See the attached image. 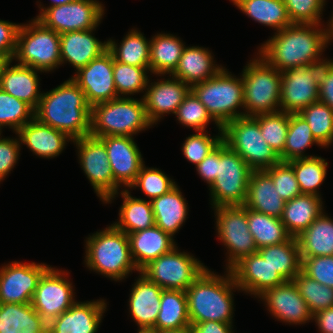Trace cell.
Wrapping results in <instances>:
<instances>
[{"instance_id":"obj_1","label":"cell","mask_w":333,"mask_h":333,"mask_svg":"<svg viewBox=\"0 0 333 333\" xmlns=\"http://www.w3.org/2000/svg\"><path fill=\"white\" fill-rule=\"evenodd\" d=\"M324 24H292L258 48V54L279 72L324 63L321 57L328 47ZM320 26V27H319ZM324 50V51H323Z\"/></svg>"},{"instance_id":"obj_2","label":"cell","mask_w":333,"mask_h":333,"mask_svg":"<svg viewBox=\"0 0 333 333\" xmlns=\"http://www.w3.org/2000/svg\"><path fill=\"white\" fill-rule=\"evenodd\" d=\"M34 117L72 140L90 135L91 106L72 78L42 93Z\"/></svg>"},{"instance_id":"obj_3","label":"cell","mask_w":333,"mask_h":333,"mask_svg":"<svg viewBox=\"0 0 333 333\" xmlns=\"http://www.w3.org/2000/svg\"><path fill=\"white\" fill-rule=\"evenodd\" d=\"M235 290L240 288L230 270L222 276L207 267L186 289L190 323L212 320L232 324Z\"/></svg>"},{"instance_id":"obj_4","label":"cell","mask_w":333,"mask_h":333,"mask_svg":"<svg viewBox=\"0 0 333 333\" xmlns=\"http://www.w3.org/2000/svg\"><path fill=\"white\" fill-rule=\"evenodd\" d=\"M85 244L84 262L89 270L114 281H122L135 270L140 272L131 257L128 235L112 224L89 235Z\"/></svg>"},{"instance_id":"obj_5","label":"cell","mask_w":333,"mask_h":333,"mask_svg":"<svg viewBox=\"0 0 333 333\" xmlns=\"http://www.w3.org/2000/svg\"><path fill=\"white\" fill-rule=\"evenodd\" d=\"M144 101L132 97H118L91 107L90 135L131 136L152 127Z\"/></svg>"},{"instance_id":"obj_6","label":"cell","mask_w":333,"mask_h":333,"mask_svg":"<svg viewBox=\"0 0 333 333\" xmlns=\"http://www.w3.org/2000/svg\"><path fill=\"white\" fill-rule=\"evenodd\" d=\"M191 91L221 127L245 116L242 76L232 75L225 67L212 78L191 86Z\"/></svg>"},{"instance_id":"obj_7","label":"cell","mask_w":333,"mask_h":333,"mask_svg":"<svg viewBox=\"0 0 333 333\" xmlns=\"http://www.w3.org/2000/svg\"><path fill=\"white\" fill-rule=\"evenodd\" d=\"M242 71L245 116L280 110L282 76L258 53Z\"/></svg>"},{"instance_id":"obj_8","label":"cell","mask_w":333,"mask_h":333,"mask_svg":"<svg viewBox=\"0 0 333 333\" xmlns=\"http://www.w3.org/2000/svg\"><path fill=\"white\" fill-rule=\"evenodd\" d=\"M41 72H51L61 65L60 34L45 27L36 18L21 24L13 61Z\"/></svg>"},{"instance_id":"obj_9","label":"cell","mask_w":333,"mask_h":333,"mask_svg":"<svg viewBox=\"0 0 333 333\" xmlns=\"http://www.w3.org/2000/svg\"><path fill=\"white\" fill-rule=\"evenodd\" d=\"M223 141L234 150L253 171L266 170L279 163L280 157L263 139L258 121L243 116L223 127Z\"/></svg>"},{"instance_id":"obj_10","label":"cell","mask_w":333,"mask_h":333,"mask_svg":"<svg viewBox=\"0 0 333 333\" xmlns=\"http://www.w3.org/2000/svg\"><path fill=\"white\" fill-rule=\"evenodd\" d=\"M252 169L224 141L218 145L217 177L209 187L211 205H244Z\"/></svg>"},{"instance_id":"obj_11","label":"cell","mask_w":333,"mask_h":333,"mask_svg":"<svg viewBox=\"0 0 333 333\" xmlns=\"http://www.w3.org/2000/svg\"><path fill=\"white\" fill-rule=\"evenodd\" d=\"M206 268L195 256L181 252L176 246L149 262L140 273L162 289L186 291Z\"/></svg>"},{"instance_id":"obj_12","label":"cell","mask_w":333,"mask_h":333,"mask_svg":"<svg viewBox=\"0 0 333 333\" xmlns=\"http://www.w3.org/2000/svg\"><path fill=\"white\" fill-rule=\"evenodd\" d=\"M215 211L216 232L228 254L226 269L230 270L243 257L256 253L252 234L247 222V207L244 205L219 206Z\"/></svg>"},{"instance_id":"obj_13","label":"cell","mask_w":333,"mask_h":333,"mask_svg":"<svg viewBox=\"0 0 333 333\" xmlns=\"http://www.w3.org/2000/svg\"><path fill=\"white\" fill-rule=\"evenodd\" d=\"M38 7L36 19L59 34L97 28L105 14L98 0H76L53 7H44L40 2Z\"/></svg>"},{"instance_id":"obj_14","label":"cell","mask_w":333,"mask_h":333,"mask_svg":"<svg viewBox=\"0 0 333 333\" xmlns=\"http://www.w3.org/2000/svg\"><path fill=\"white\" fill-rule=\"evenodd\" d=\"M68 274L50 266L38 282L31 305L48 324L76 302Z\"/></svg>"},{"instance_id":"obj_15","label":"cell","mask_w":333,"mask_h":333,"mask_svg":"<svg viewBox=\"0 0 333 333\" xmlns=\"http://www.w3.org/2000/svg\"><path fill=\"white\" fill-rule=\"evenodd\" d=\"M99 139L107 150L108 160L114 176V194L109 196L103 204H111L119 194V188L129 187L144 165L139 147L131 136H103Z\"/></svg>"},{"instance_id":"obj_16","label":"cell","mask_w":333,"mask_h":333,"mask_svg":"<svg viewBox=\"0 0 333 333\" xmlns=\"http://www.w3.org/2000/svg\"><path fill=\"white\" fill-rule=\"evenodd\" d=\"M323 63L281 72L280 111L299 113L319 101V74Z\"/></svg>"},{"instance_id":"obj_17","label":"cell","mask_w":333,"mask_h":333,"mask_svg":"<svg viewBox=\"0 0 333 333\" xmlns=\"http://www.w3.org/2000/svg\"><path fill=\"white\" fill-rule=\"evenodd\" d=\"M77 147L78 159L95 193L104 202L114 194V176L104 143L88 135L72 141Z\"/></svg>"},{"instance_id":"obj_18","label":"cell","mask_w":333,"mask_h":333,"mask_svg":"<svg viewBox=\"0 0 333 333\" xmlns=\"http://www.w3.org/2000/svg\"><path fill=\"white\" fill-rule=\"evenodd\" d=\"M49 267L45 263L18 261L0 267V303H31L38 282Z\"/></svg>"},{"instance_id":"obj_19","label":"cell","mask_w":333,"mask_h":333,"mask_svg":"<svg viewBox=\"0 0 333 333\" xmlns=\"http://www.w3.org/2000/svg\"><path fill=\"white\" fill-rule=\"evenodd\" d=\"M71 78L85 93L91 107L119 97L114 84L113 55L108 49Z\"/></svg>"},{"instance_id":"obj_20","label":"cell","mask_w":333,"mask_h":333,"mask_svg":"<svg viewBox=\"0 0 333 333\" xmlns=\"http://www.w3.org/2000/svg\"><path fill=\"white\" fill-rule=\"evenodd\" d=\"M258 298L267 305L272 317L285 324L302 325L313 320V314L293 280L267 289Z\"/></svg>"},{"instance_id":"obj_21","label":"cell","mask_w":333,"mask_h":333,"mask_svg":"<svg viewBox=\"0 0 333 333\" xmlns=\"http://www.w3.org/2000/svg\"><path fill=\"white\" fill-rule=\"evenodd\" d=\"M168 77L157 79V82L149 80L142 96L147 117L152 125L157 124L166 114L175 115L179 105L191 90V87L180 79L172 75Z\"/></svg>"},{"instance_id":"obj_22","label":"cell","mask_w":333,"mask_h":333,"mask_svg":"<svg viewBox=\"0 0 333 333\" xmlns=\"http://www.w3.org/2000/svg\"><path fill=\"white\" fill-rule=\"evenodd\" d=\"M230 271L240 292L244 291L256 298L267 289L286 282L258 252L243 257Z\"/></svg>"},{"instance_id":"obj_23","label":"cell","mask_w":333,"mask_h":333,"mask_svg":"<svg viewBox=\"0 0 333 333\" xmlns=\"http://www.w3.org/2000/svg\"><path fill=\"white\" fill-rule=\"evenodd\" d=\"M106 307L104 299L76 301L48 324V333H97Z\"/></svg>"},{"instance_id":"obj_24","label":"cell","mask_w":333,"mask_h":333,"mask_svg":"<svg viewBox=\"0 0 333 333\" xmlns=\"http://www.w3.org/2000/svg\"><path fill=\"white\" fill-rule=\"evenodd\" d=\"M95 30L96 28L60 34L61 65L68 62L77 72L108 49L107 41H99L94 36Z\"/></svg>"},{"instance_id":"obj_25","label":"cell","mask_w":333,"mask_h":333,"mask_svg":"<svg viewBox=\"0 0 333 333\" xmlns=\"http://www.w3.org/2000/svg\"><path fill=\"white\" fill-rule=\"evenodd\" d=\"M15 134L20 144L26 145L38 157L55 158L66 148L69 141H73L66 134L39 122L35 117L20 128Z\"/></svg>"},{"instance_id":"obj_26","label":"cell","mask_w":333,"mask_h":333,"mask_svg":"<svg viewBox=\"0 0 333 333\" xmlns=\"http://www.w3.org/2000/svg\"><path fill=\"white\" fill-rule=\"evenodd\" d=\"M138 277L130 291V316L138 327H155L163 289L140 272Z\"/></svg>"},{"instance_id":"obj_27","label":"cell","mask_w":333,"mask_h":333,"mask_svg":"<svg viewBox=\"0 0 333 333\" xmlns=\"http://www.w3.org/2000/svg\"><path fill=\"white\" fill-rule=\"evenodd\" d=\"M127 235L131 257L139 271L152 260L177 246L173 237L156 225Z\"/></svg>"},{"instance_id":"obj_28","label":"cell","mask_w":333,"mask_h":333,"mask_svg":"<svg viewBox=\"0 0 333 333\" xmlns=\"http://www.w3.org/2000/svg\"><path fill=\"white\" fill-rule=\"evenodd\" d=\"M214 56L208 48L199 46L184 47L179 63L171 74L190 87L215 76L222 65L215 64Z\"/></svg>"},{"instance_id":"obj_29","label":"cell","mask_w":333,"mask_h":333,"mask_svg":"<svg viewBox=\"0 0 333 333\" xmlns=\"http://www.w3.org/2000/svg\"><path fill=\"white\" fill-rule=\"evenodd\" d=\"M12 62L10 61L3 70L0 88L15 98L26 102L35 110L42 96L38 76L41 71L19 64L12 66Z\"/></svg>"},{"instance_id":"obj_30","label":"cell","mask_w":333,"mask_h":333,"mask_svg":"<svg viewBox=\"0 0 333 333\" xmlns=\"http://www.w3.org/2000/svg\"><path fill=\"white\" fill-rule=\"evenodd\" d=\"M285 202L272 178L264 171H252L244 203L249 209L281 219Z\"/></svg>"},{"instance_id":"obj_31","label":"cell","mask_w":333,"mask_h":333,"mask_svg":"<svg viewBox=\"0 0 333 333\" xmlns=\"http://www.w3.org/2000/svg\"><path fill=\"white\" fill-rule=\"evenodd\" d=\"M155 225L172 237L187 219L188 205L178 185L169 192L150 201Z\"/></svg>"},{"instance_id":"obj_32","label":"cell","mask_w":333,"mask_h":333,"mask_svg":"<svg viewBox=\"0 0 333 333\" xmlns=\"http://www.w3.org/2000/svg\"><path fill=\"white\" fill-rule=\"evenodd\" d=\"M322 197L301 194L286 201L281 217L286 231L293 237L299 236L324 211Z\"/></svg>"},{"instance_id":"obj_33","label":"cell","mask_w":333,"mask_h":333,"mask_svg":"<svg viewBox=\"0 0 333 333\" xmlns=\"http://www.w3.org/2000/svg\"><path fill=\"white\" fill-rule=\"evenodd\" d=\"M0 333H48V323L31 303H0Z\"/></svg>"},{"instance_id":"obj_34","label":"cell","mask_w":333,"mask_h":333,"mask_svg":"<svg viewBox=\"0 0 333 333\" xmlns=\"http://www.w3.org/2000/svg\"><path fill=\"white\" fill-rule=\"evenodd\" d=\"M185 43L173 34L157 33L150 39V73L171 75L178 66Z\"/></svg>"},{"instance_id":"obj_35","label":"cell","mask_w":333,"mask_h":333,"mask_svg":"<svg viewBox=\"0 0 333 333\" xmlns=\"http://www.w3.org/2000/svg\"><path fill=\"white\" fill-rule=\"evenodd\" d=\"M119 192L123 198V204L119 209V220L112 224L115 228L130 234L155 225L150 200L132 197L131 192L127 188Z\"/></svg>"},{"instance_id":"obj_36","label":"cell","mask_w":333,"mask_h":333,"mask_svg":"<svg viewBox=\"0 0 333 333\" xmlns=\"http://www.w3.org/2000/svg\"><path fill=\"white\" fill-rule=\"evenodd\" d=\"M297 239L301 257L333 255V219L323 211Z\"/></svg>"},{"instance_id":"obj_37","label":"cell","mask_w":333,"mask_h":333,"mask_svg":"<svg viewBox=\"0 0 333 333\" xmlns=\"http://www.w3.org/2000/svg\"><path fill=\"white\" fill-rule=\"evenodd\" d=\"M262 258L286 281H292L301 271V255L297 237L291 236L287 241L259 248Z\"/></svg>"},{"instance_id":"obj_38","label":"cell","mask_w":333,"mask_h":333,"mask_svg":"<svg viewBox=\"0 0 333 333\" xmlns=\"http://www.w3.org/2000/svg\"><path fill=\"white\" fill-rule=\"evenodd\" d=\"M190 326L186 291L163 289L155 328L162 331Z\"/></svg>"},{"instance_id":"obj_39","label":"cell","mask_w":333,"mask_h":333,"mask_svg":"<svg viewBox=\"0 0 333 333\" xmlns=\"http://www.w3.org/2000/svg\"><path fill=\"white\" fill-rule=\"evenodd\" d=\"M235 6L252 20L276 32L293 24L283 0H239Z\"/></svg>"},{"instance_id":"obj_40","label":"cell","mask_w":333,"mask_h":333,"mask_svg":"<svg viewBox=\"0 0 333 333\" xmlns=\"http://www.w3.org/2000/svg\"><path fill=\"white\" fill-rule=\"evenodd\" d=\"M108 50L120 63L150 68V40L137 29H131L120 42L108 39Z\"/></svg>"},{"instance_id":"obj_41","label":"cell","mask_w":333,"mask_h":333,"mask_svg":"<svg viewBox=\"0 0 333 333\" xmlns=\"http://www.w3.org/2000/svg\"><path fill=\"white\" fill-rule=\"evenodd\" d=\"M247 222L258 249L281 244L291 237L281 219L249 208H247Z\"/></svg>"},{"instance_id":"obj_42","label":"cell","mask_w":333,"mask_h":333,"mask_svg":"<svg viewBox=\"0 0 333 333\" xmlns=\"http://www.w3.org/2000/svg\"><path fill=\"white\" fill-rule=\"evenodd\" d=\"M317 144L323 146L314 138L310 126L299 113H289V127L283 152L279 155L281 161L312 157L305 154V149Z\"/></svg>"},{"instance_id":"obj_43","label":"cell","mask_w":333,"mask_h":333,"mask_svg":"<svg viewBox=\"0 0 333 333\" xmlns=\"http://www.w3.org/2000/svg\"><path fill=\"white\" fill-rule=\"evenodd\" d=\"M288 162L293 167L300 192L321 197L318 189L326 178L328 162L320 156L297 158Z\"/></svg>"},{"instance_id":"obj_44","label":"cell","mask_w":333,"mask_h":333,"mask_svg":"<svg viewBox=\"0 0 333 333\" xmlns=\"http://www.w3.org/2000/svg\"><path fill=\"white\" fill-rule=\"evenodd\" d=\"M299 114L310 126L314 138L327 148L333 144V110L317 101L303 108Z\"/></svg>"},{"instance_id":"obj_45","label":"cell","mask_w":333,"mask_h":333,"mask_svg":"<svg viewBox=\"0 0 333 333\" xmlns=\"http://www.w3.org/2000/svg\"><path fill=\"white\" fill-rule=\"evenodd\" d=\"M150 68L136 67L116 61L113 57V77L119 97H128L137 93H145Z\"/></svg>"},{"instance_id":"obj_46","label":"cell","mask_w":333,"mask_h":333,"mask_svg":"<svg viewBox=\"0 0 333 333\" xmlns=\"http://www.w3.org/2000/svg\"><path fill=\"white\" fill-rule=\"evenodd\" d=\"M293 281L313 315L321 310L333 307V288L317 282L302 270Z\"/></svg>"},{"instance_id":"obj_47","label":"cell","mask_w":333,"mask_h":333,"mask_svg":"<svg viewBox=\"0 0 333 333\" xmlns=\"http://www.w3.org/2000/svg\"><path fill=\"white\" fill-rule=\"evenodd\" d=\"M34 118V109L0 88V132L7 126L15 133Z\"/></svg>"},{"instance_id":"obj_48","label":"cell","mask_w":333,"mask_h":333,"mask_svg":"<svg viewBox=\"0 0 333 333\" xmlns=\"http://www.w3.org/2000/svg\"><path fill=\"white\" fill-rule=\"evenodd\" d=\"M259 123L263 139L280 155L285 146L289 127V113L277 111L253 116Z\"/></svg>"},{"instance_id":"obj_49","label":"cell","mask_w":333,"mask_h":333,"mask_svg":"<svg viewBox=\"0 0 333 333\" xmlns=\"http://www.w3.org/2000/svg\"><path fill=\"white\" fill-rule=\"evenodd\" d=\"M175 116L179 123L185 127L193 128L195 132L207 131L205 129L210 122H214L218 130L222 129L191 90L179 105Z\"/></svg>"},{"instance_id":"obj_50","label":"cell","mask_w":333,"mask_h":333,"mask_svg":"<svg viewBox=\"0 0 333 333\" xmlns=\"http://www.w3.org/2000/svg\"><path fill=\"white\" fill-rule=\"evenodd\" d=\"M176 185V182L161 170L148 168L144 164L129 189H141L151 201L169 192Z\"/></svg>"},{"instance_id":"obj_51","label":"cell","mask_w":333,"mask_h":333,"mask_svg":"<svg viewBox=\"0 0 333 333\" xmlns=\"http://www.w3.org/2000/svg\"><path fill=\"white\" fill-rule=\"evenodd\" d=\"M218 131V135L213 137L208 135V131H196L195 134L186 137L181 148L184 157L196 167L223 141V131Z\"/></svg>"},{"instance_id":"obj_52","label":"cell","mask_w":333,"mask_h":333,"mask_svg":"<svg viewBox=\"0 0 333 333\" xmlns=\"http://www.w3.org/2000/svg\"><path fill=\"white\" fill-rule=\"evenodd\" d=\"M264 171L272 178L278 194L284 201L302 194L293 167L288 161H280Z\"/></svg>"},{"instance_id":"obj_53","label":"cell","mask_w":333,"mask_h":333,"mask_svg":"<svg viewBox=\"0 0 333 333\" xmlns=\"http://www.w3.org/2000/svg\"><path fill=\"white\" fill-rule=\"evenodd\" d=\"M293 24H322L326 0H283ZM322 14V15H321Z\"/></svg>"},{"instance_id":"obj_54","label":"cell","mask_w":333,"mask_h":333,"mask_svg":"<svg viewBox=\"0 0 333 333\" xmlns=\"http://www.w3.org/2000/svg\"><path fill=\"white\" fill-rule=\"evenodd\" d=\"M301 270L317 282L333 288V255L301 257Z\"/></svg>"},{"instance_id":"obj_55","label":"cell","mask_w":333,"mask_h":333,"mask_svg":"<svg viewBox=\"0 0 333 333\" xmlns=\"http://www.w3.org/2000/svg\"><path fill=\"white\" fill-rule=\"evenodd\" d=\"M0 132V182L13 171L20 154V140L17 138H1Z\"/></svg>"},{"instance_id":"obj_56","label":"cell","mask_w":333,"mask_h":333,"mask_svg":"<svg viewBox=\"0 0 333 333\" xmlns=\"http://www.w3.org/2000/svg\"><path fill=\"white\" fill-rule=\"evenodd\" d=\"M21 24L0 19V54L8 56L12 61L17 46V35Z\"/></svg>"},{"instance_id":"obj_57","label":"cell","mask_w":333,"mask_h":333,"mask_svg":"<svg viewBox=\"0 0 333 333\" xmlns=\"http://www.w3.org/2000/svg\"><path fill=\"white\" fill-rule=\"evenodd\" d=\"M319 101L333 110V60L327 59L319 74Z\"/></svg>"},{"instance_id":"obj_58","label":"cell","mask_w":333,"mask_h":333,"mask_svg":"<svg viewBox=\"0 0 333 333\" xmlns=\"http://www.w3.org/2000/svg\"><path fill=\"white\" fill-rule=\"evenodd\" d=\"M218 146L212 150L197 166L196 171L210 187L217 177Z\"/></svg>"},{"instance_id":"obj_59","label":"cell","mask_w":333,"mask_h":333,"mask_svg":"<svg viewBox=\"0 0 333 333\" xmlns=\"http://www.w3.org/2000/svg\"><path fill=\"white\" fill-rule=\"evenodd\" d=\"M233 328V324L212 320L201 323H191L192 333H234Z\"/></svg>"},{"instance_id":"obj_60","label":"cell","mask_w":333,"mask_h":333,"mask_svg":"<svg viewBox=\"0 0 333 333\" xmlns=\"http://www.w3.org/2000/svg\"><path fill=\"white\" fill-rule=\"evenodd\" d=\"M320 333H333V307L321 310L313 315Z\"/></svg>"},{"instance_id":"obj_61","label":"cell","mask_w":333,"mask_h":333,"mask_svg":"<svg viewBox=\"0 0 333 333\" xmlns=\"http://www.w3.org/2000/svg\"><path fill=\"white\" fill-rule=\"evenodd\" d=\"M12 61L8 56L0 54V82L4 68Z\"/></svg>"},{"instance_id":"obj_62","label":"cell","mask_w":333,"mask_h":333,"mask_svg":"<svg viewBox=\"0 0 333 333\" xmlns=\"http://www.w3.org/2000/svg\"><path fill=\"white\" fill-rule=\"evenodd\" d=\"M327 24V36H328V45L332 42L333 39V14L330 20H328Z\"/></svg>"},{"instance_id":"obj_63","label":"cell","mask_w":333,"mask_h":333,"mask_svg":"<svg viewBox=\"0 0 333 333\" xmlns=\"http://www.w3.org/2000/svg\"><path fill=\"white\" fill-rule=\"evenodd\" d=\"M158 333H192L191 326L182 328V329H171V330H162L158 331Z\"/></svg>"},{"instance_id":"obj_64","label":"cell","mask_w":333,"mask_h":333,"mask_svg":"<svg viewBox=\"0 0 333 333\" xmlns=\"http://www.w3.org/2000/svg\"><path fill=\"white\" fill-rule=\"evenodd\" d=\"M137 333H158V330L155 327H138Z\"/></svg>"},{"instance_id":"obj_65","label":"cell","mask_w":333,"mask_h":333,"mask_svg":"<svg viewBox=\"0 0 333 333\" xmlns=\"http://www.w3.org/2000/svg\"><path fill=\"white\" fill-rule=\"evenodd\" d=\"M76 0H51V4L50 6H47V7H53V6H59V5H62V4H68L70 2H74Z\"/></svg>"},{"instance_id":"obj_66","label":"cell","mask_w":333,"mask_h":333,"mask_svg":"<svg viewBox=\"0 0 333 333\" xmlns=\"http://www.w3.org/2000/svg\"><path fill=\"white\" fill-rule=\"evenodd\" d=\"M230 1V0H229ZM239 0H231V2L233 3V5H235Z\"/></svg>"}]
</instances>
